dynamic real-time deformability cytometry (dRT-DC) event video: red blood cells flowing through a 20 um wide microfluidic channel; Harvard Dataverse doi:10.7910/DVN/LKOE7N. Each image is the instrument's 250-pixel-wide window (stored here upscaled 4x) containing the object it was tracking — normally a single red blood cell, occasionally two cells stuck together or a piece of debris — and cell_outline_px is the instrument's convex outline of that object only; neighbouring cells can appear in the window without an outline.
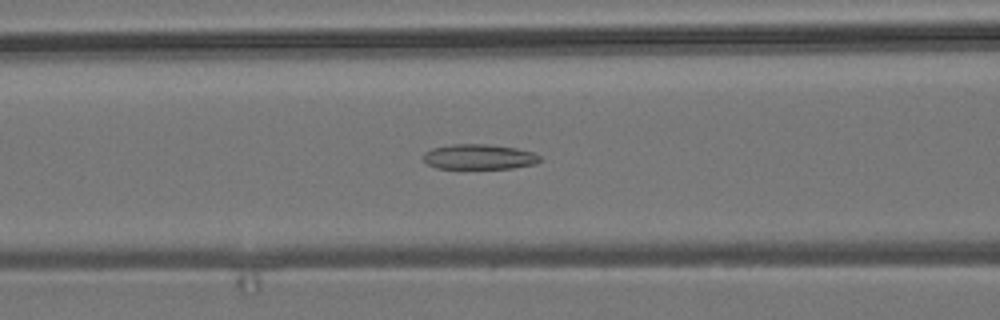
{"species": "common noctule bat (a hibernating species)", "species_latin": "Nyctalus noctula", "temperature_condition": "room temperature", "stored_images_in_passage": 54, "camera_frame_rate_fps": 3000, "um_per_image_px": 0.085, "animal": {"sex": "male", "body_mass_g": 19.2, "forearm_length_mm": 51.8}, "frame": {"image": 1, "passage_image": 22, "time_ms": 7.0, "image_size_px": [1000, 320], "cell_outline_px": [[540, 160], [536, 164], [512, 168], [436, 168], [428, 164], [424, 160], [424, 152], [432, 148], [452, 144], [488, 144], [516, 148], [532, 152], [540, 156]], "centroid_in_image_um": [40.72, 13.32], "position_along_channel_um": 125.9, "area_um2": 16.99}}
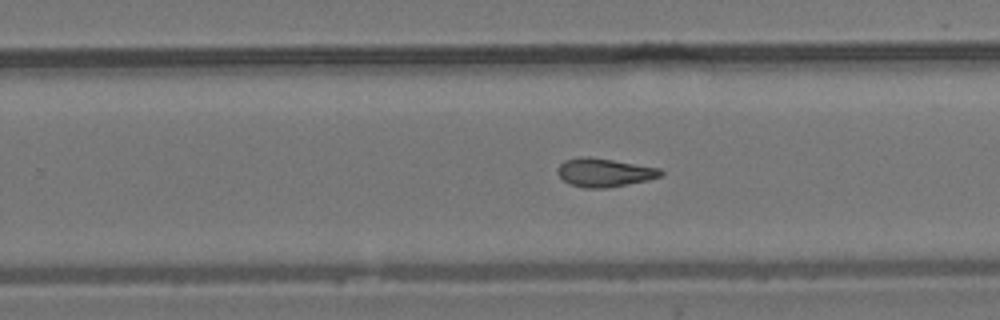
{"frame": {"image": 2, "passage_image": 34, "time_ms": 11.0, "image_size_px": [1000, 320], "cell_outline_px": [[664, 172], [660, 176], [648, 180], [608, 188], [584, 188], [572, 184], [564, 180], [556, 172], [560, 164], [564, 160], [580, 156], [588, 156], [660, 168]], "centroid_in_image_um": [51.36, 14.66], "position_along_channel_um": 278.4, "area_um2": 17.05}}
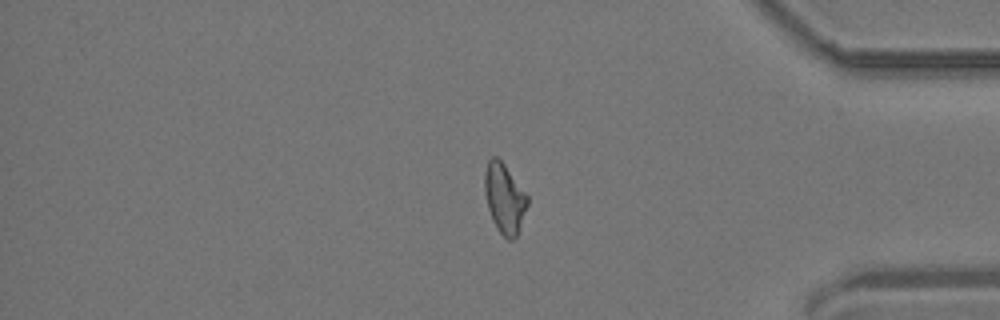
{"frame": {"image": 3, "passage_image": 45, "time_ms": 14.667, "image_size_px": [1000, 320], "cell_outline_px": [[528, 204], [516, 236], [512, 240], [508, 240], [496, 228], [492, 220], [488, 208], [484, 192], [484, 172], [488, 160], [492, 156], [496, 156], [504, 164], [528, 196]], "centroid_in_image_um": [42.85, 16.85], "position_along_channel_um": 392.3, "area_um2": 17.28}, "authors_computed_cell_mechanics": {"area_um2": 17.6001, "velocity_mm_per_s": 3.8315, "shape_relaxation_time_tau1_ms": null, "shape_relaxation_time_tau2_ms": 4.4918, "deformation_change_tau1": null, "deformation_change_tau2": 0.1335}}